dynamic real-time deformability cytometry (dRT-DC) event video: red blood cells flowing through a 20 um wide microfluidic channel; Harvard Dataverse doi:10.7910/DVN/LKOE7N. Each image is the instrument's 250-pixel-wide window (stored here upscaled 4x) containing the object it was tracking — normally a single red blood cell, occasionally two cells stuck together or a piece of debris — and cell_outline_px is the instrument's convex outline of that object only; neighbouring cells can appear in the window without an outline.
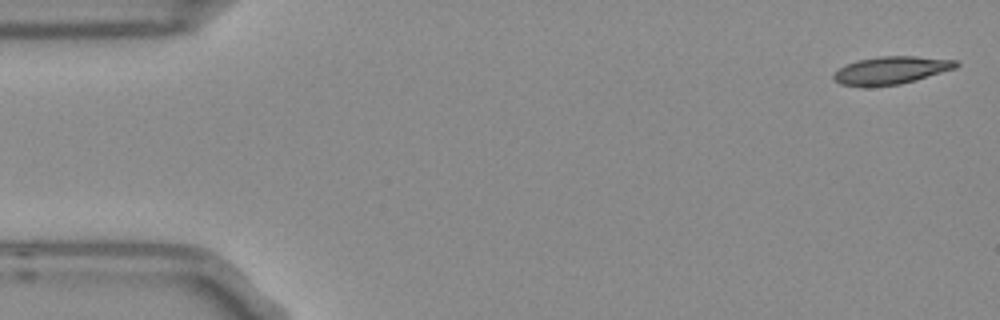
{"species": "Egyptian fruit bat (a non-hibernating species)", "species_latin": "Rousettus aegyptiacus", "temperature_condition": "room temperature", "stored_images_in_passage": 4, "camera_frame_rate_fps": 3000, "um_per_image_px": 0.085, "frame": {"image": 1, "passage_image": 1, "time_ms": 0.0, "image_size_px": [1000, 320], "cell_outline_px": [[960, 64], [956, 68], [916, 80], [900, 84], [840, 84], [832, 76], [844, 64], [856, 60], [880, 56], [916, 56], [956, 60]], "centroid_in_image_um": [75.81, 5.93], "position_along_channel_um": 9.2, "area_um2": 19.19}}